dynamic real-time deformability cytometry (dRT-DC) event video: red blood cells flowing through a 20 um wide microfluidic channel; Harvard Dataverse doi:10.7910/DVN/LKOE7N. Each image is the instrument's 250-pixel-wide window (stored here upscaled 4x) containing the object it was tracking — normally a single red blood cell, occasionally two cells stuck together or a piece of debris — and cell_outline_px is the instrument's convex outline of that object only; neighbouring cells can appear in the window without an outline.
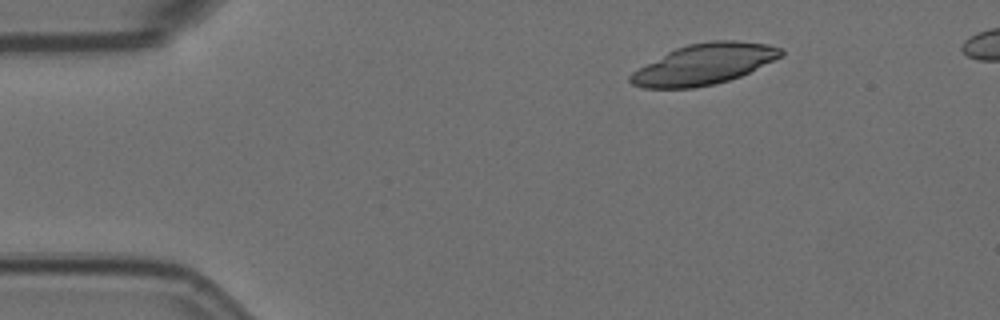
{"species": "Egyptian fruit bat (a non-hibernating species)", "species_latin": "Rousettus aegyptiacus", "temperature_condition": "room temperature", "stored_images_in_passage": 6, "segment_of_instrument_passage": [2, 2], "camera_frame_rate_fps": 3000, "um_per_image_px": 0.085, "animal": {"sex": "female"}, "frame": {"image": 1, "passage_image": 6, "time_ms": 1.667, "image_size_px": [1000, 320], "cell_outline_px": [[784, 56], [740, 76], [728, 80], [712, 84], [692, 88], [644, 88], [632, 84], [628, 80], [628, 76], [632, 72], [668, 52], [676, 48], [688, 44], [712, 40], [736, 40], [768, 44], [784, 48]], "centroid_in_image_um": [59.89, 5.44], "position_along_channel_um": 25.1, "area_um2": 35.6}}